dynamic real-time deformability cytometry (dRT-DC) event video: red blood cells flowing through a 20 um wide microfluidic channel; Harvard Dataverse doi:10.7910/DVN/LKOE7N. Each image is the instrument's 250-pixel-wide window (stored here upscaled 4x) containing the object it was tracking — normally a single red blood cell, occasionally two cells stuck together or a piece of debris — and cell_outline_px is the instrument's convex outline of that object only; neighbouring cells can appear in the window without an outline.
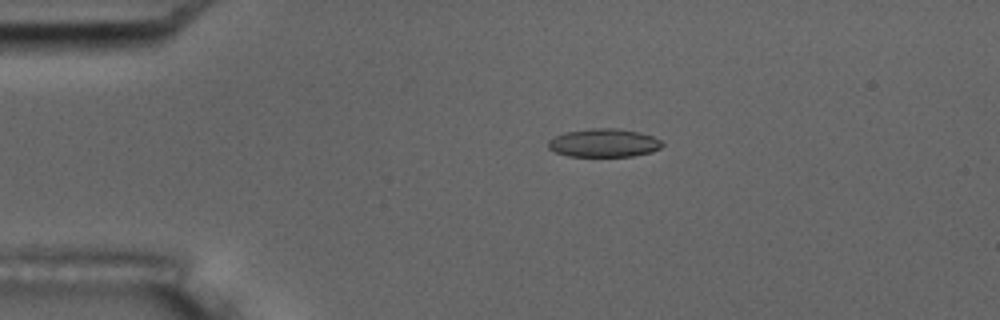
{"species": "common noctule bat (a hibernating species)", "species_latin": "Nyctalus noctula", "temperature_condition": "room temperature", "stored_images_in_passage": 9, "camera_frame_rate_fps": 3000, "um_per_image_px": 0.085, "animal": {"sex": "male", "body_mass_g": 17.5, "forearm_length_mm": 52.3}, "frame": {"image": 1, "passage_image": 3, "time_ms": 3.333, "image_size_px": [1000, 320], "cell_outline_px": [[664, 144], [660, 148], [652, 152], [632, 156], [568, 156], [556, 152], [548, 148], [548, 140], [564, 132], [592, 128], [616, 128], [640, 132], [652, 136], [660, 140]], "centroid_in_image_um": [51.33, 12.14], "position_along_channel_um": 33.7, "area_um2": 18.84}}
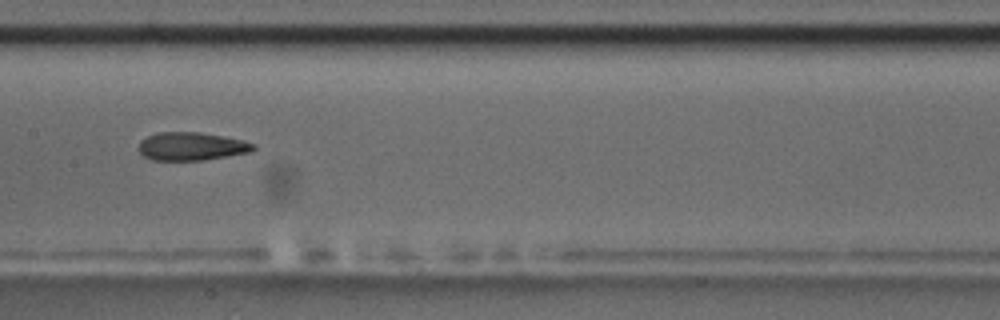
{"frame": {"image": 2, "passage_image": 8, "time_ms": 9.0, "image_size_px": [1000, 320], "cell_outline_px": [[256, 148], [248, 152], [204, 160], [152, 160], [144, 156], [136, 148], [140, 140], [156, 132], [200, 132], [244, 140], [256, 144]], "centroid_in_image_um": [16.24, 12.43], "position_along_channel_um": 191.2, "area_um2": 18.9}}
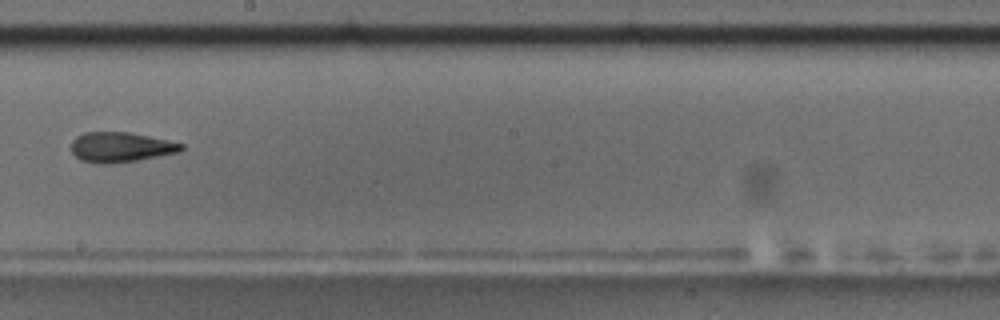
{"frame": {"image": 3, "passage_image": 9, "time_ms": 10.333, "image_size_px": [1000, 320], "cell_outline_px": [[184, 148], [180, 152], [136, 160], [112, 164], [96, 164], [80, 160], [72, 152], [72, 140], [76, 136], [84, 132], [128, 132], [168, 140], [184, 144]], "centroid_in_image_um": [10.24, 12.51], "position_along_channel_um": 238.0, "area_um2": 19.31}}